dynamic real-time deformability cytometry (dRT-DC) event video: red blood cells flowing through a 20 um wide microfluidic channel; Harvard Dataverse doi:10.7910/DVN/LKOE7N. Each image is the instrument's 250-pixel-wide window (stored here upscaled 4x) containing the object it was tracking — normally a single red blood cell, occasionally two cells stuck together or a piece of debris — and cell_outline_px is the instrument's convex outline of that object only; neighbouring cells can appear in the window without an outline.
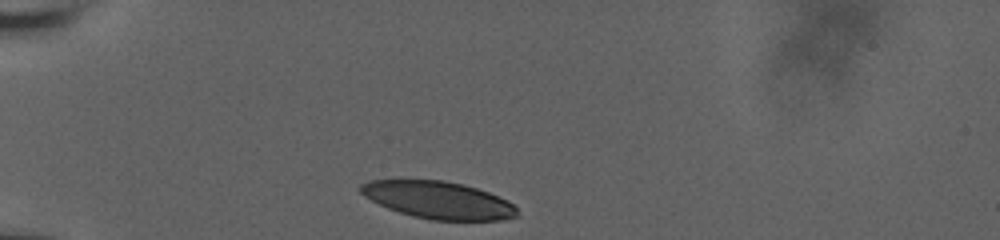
{"species": "human", "species_latin": "Homo sapiens", "temperature_condition": "room temperature", "stored_images_in_passage": 30, "camera_frame_rate_fps": 3000, "um_per_image_px": 0.085, "donor": {"sex": "male"}, "frame": {"image": 1, "passage_image": 1, "time_ms": 0.0, "image_size_px": [1000, 240], "cell_outline_px": [[520, 216], [504, 220], [432, 220], [412, 216], [388, 208], [364, 196], [360, 192], [360, 184], [368, 180], [444, 180], [464, 184], [488, 192], [508, 200], [516, 208]], "centroid_in_image_um": [37.28, 17.0], "position_along_channel_um": 47.7, "area_um2": 34.04}}
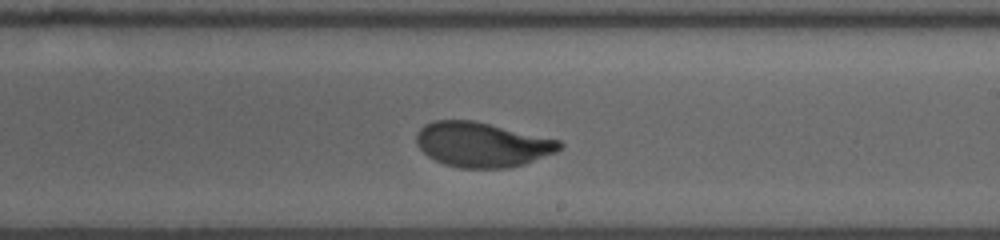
{"frame": {"image": 2, "passage_image": 18, "time_ms": 6.333, "image_size_px": [1000, 240], "cell_outline_px": [[564, 144], [556, 152], [524, 164], [508, 168], [460, 168], [444, 164], [428, 156], [416, 144], [416, 132], [424, 124], [436, 120], [472, 120], [560, 140]], "centroid_in_image_um": [40.96, 12.29], "position_along_channel_um": 248.0, "area_um2": 37.28}}
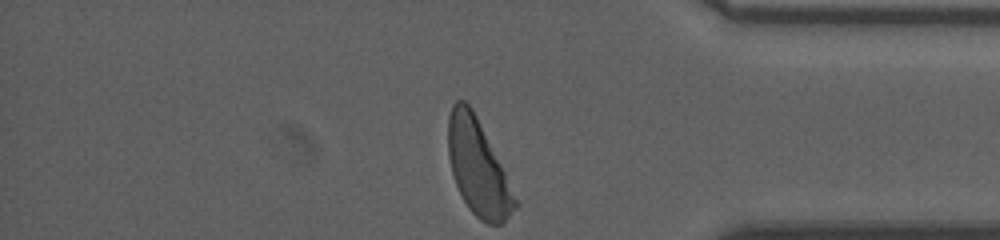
{"frame": {"image": 3, "passage_image": 30, "time_ms": 10.667, "image_size_px": [1000, 240], "cell_outline_px": [[520, 204], [500, 224], [488, 224], [480, 220], [468, 208], [456, 184], [452, 172], [448, 156], [448, 116], [452, 104], [456, 100], [464, 100], [472, 108]], "centroid_in_image_um": [40.61, 14.24], "position_along_channel_um": 394.6, "area_um2": 36.59}, "authors_computed_cell_mechanics": {"area_um2": 37.859, "velocity_mm_per_s": 3.7265, "shape_relaxation_time_tau1_ms": 4.0619, "shape_relaxation_time_tau2_ms": null, "deformation_change_tau1": 0.1942, "deformation_change_tau2": null}}